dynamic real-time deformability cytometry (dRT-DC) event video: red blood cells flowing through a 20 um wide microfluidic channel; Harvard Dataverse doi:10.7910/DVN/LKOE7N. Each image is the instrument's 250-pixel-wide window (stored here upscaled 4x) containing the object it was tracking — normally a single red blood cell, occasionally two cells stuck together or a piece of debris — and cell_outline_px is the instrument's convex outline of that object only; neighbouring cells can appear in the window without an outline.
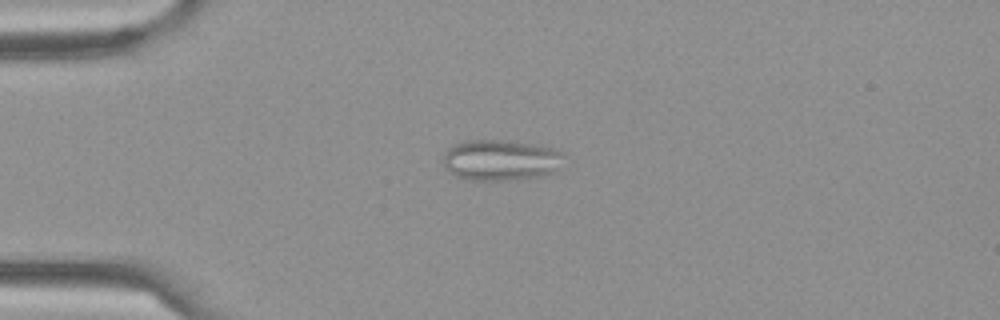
{"species": "Egyptian fruit bat (a non-hibernating species)", "species_latin": "Rousettus aegyptiacus", "temperature_condition": "cold", "stored_images_in_passage": 23, "camera_frame_rate_fps": 3000, "um_per_image_px": 0.085, "frame": {"image": 1, "passage_image": 16, "time_ms": 5.0, "image_size_px": [1000, 320], "cell_outline_px": [[564, 156], [556, 172], [544, 176], [500, 180], [476, 180], [456, 176], [448, 172], [444, 164], [444, 152], [448, 148], [464, 140], [500, 140], [556, 148], [564, 152]], "centroid_in_image_um": [42.58, 13.61], "position_along_channel_um": 42.4, "area_um2": 28.67}}
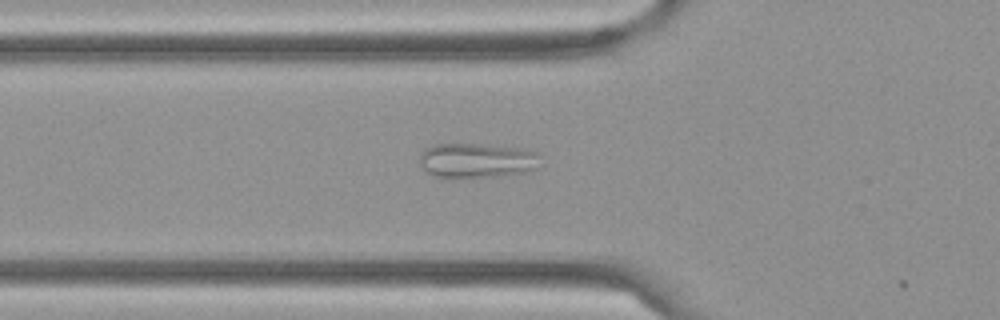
{"frame": {"image": 2, "passage_image": 22, "time_ms": 7.0, "image_size_px": [1000, 320], "cell_outline_px": [[540, 156], [536, 168], [524, 172], [492, 176], [436, 176], [428, 172], [420, 164], [420, 156], [424, 148], [432, 144], [484, 144], [528, 148], [540, 152]], "centroid_in_image_um": [40.58, 13.59], "position_along_channel_um": 85.2, "area_um2": 24.28}}